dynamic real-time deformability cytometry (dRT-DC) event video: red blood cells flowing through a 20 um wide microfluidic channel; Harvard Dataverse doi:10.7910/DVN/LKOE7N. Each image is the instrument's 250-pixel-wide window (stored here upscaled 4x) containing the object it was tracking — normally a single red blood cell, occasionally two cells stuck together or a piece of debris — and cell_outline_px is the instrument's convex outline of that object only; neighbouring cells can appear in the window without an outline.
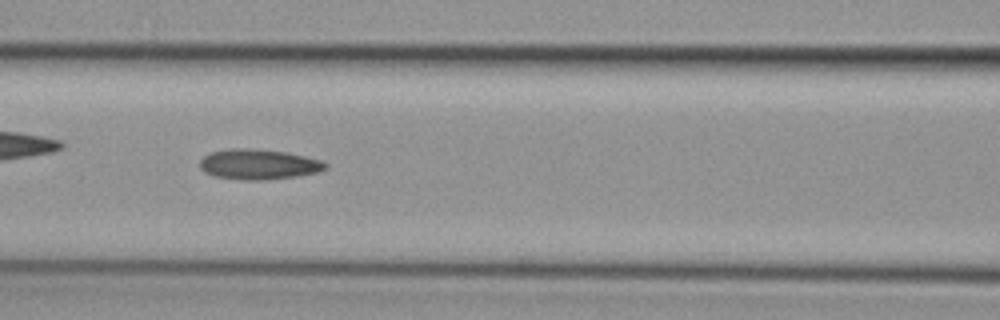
{"species": "common noctule bat (a hibernating species)", "species_latin": "Nyctalus noctula", "temperature_condition": "cold", "stored_images_in_passage": 46, "camera_frame_rate_fps": 3000, "um_per_image_px": 0.085, "animal": {"sex": "female", "body_mass_g": 29.2, "forearm_length_mm": 56.3}, "frame": {"image": 1, "passage_image": 20, "time_ms": 6.333, "image_size_px": [1000, 320], "cell_outline_px": [[328, 168], [316, 172], [296, 176], [264, 180], [244, 180], [216, 176], [204, 172], [200, 168], [200, 160], [204, 156], [212, 152], [228, 148], [244, 148], [284, 152], [304, 156], [320, 160], [328, 164]], "centroid_in_image_um": [21.96, 13.97], "position_along_channel_um": 144.6, "area_um2": 21.91}}
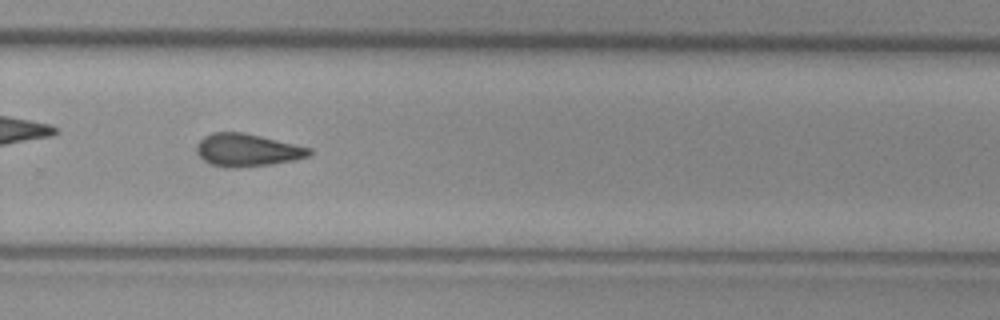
{"frame": {"image": 2, "passage_image": 33, "time_ms": 10.667, "image_size_px": [1000, 320], "cell_outline_px": [[312, 152], [308, 156], [292, 160], [268, 164], [236, 168], [224, 168], [212, 164], [204, 160], [196, 152], [196, 144], [204, 136], [212, 132], [244, 132], [312, 148]], "centroid_in_image_um": [20.98, 12.75], "position_along_channel_um": 308.8, "area_um2": 21.39}}